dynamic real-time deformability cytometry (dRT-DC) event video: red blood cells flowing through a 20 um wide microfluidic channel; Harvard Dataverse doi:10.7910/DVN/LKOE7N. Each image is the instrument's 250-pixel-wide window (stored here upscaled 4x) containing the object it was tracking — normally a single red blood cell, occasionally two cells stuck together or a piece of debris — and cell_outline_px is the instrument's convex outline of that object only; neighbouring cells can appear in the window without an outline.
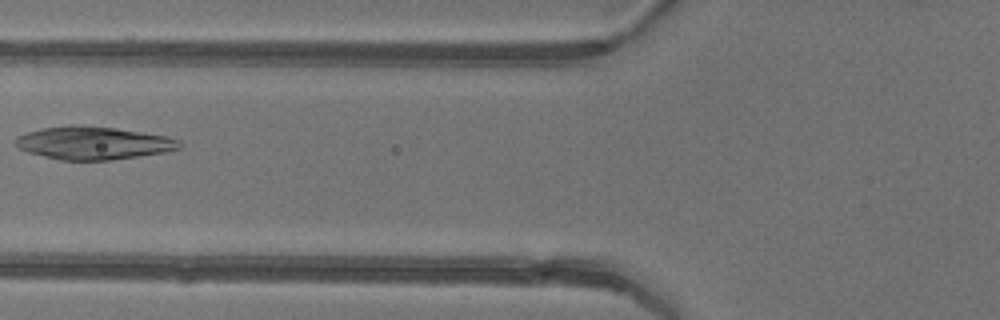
{"species": "common noctule bat (a hibernating species)", "species_latin": "Nyctalus noctula", "temperature_condition": "warm", "stored_images_in_passage": 6, "camera_frame_rate_fps": 3000, "um_per_image_px": 0.085, "animal": {"sex": "female"}, "frame": {"image": 1, "passage_image": 6, "time_ms": 6.0, "image_size_px": [1000, 320], "cell_outline_px": [[180, 148], [164, 152], [112, 160], [60, 160], [28, 152], [20, 148], [16, 144], [16, 136], [40, 128], [68, 124], [80, 124], [116, 128], [168, 136], [180, 140]], "centroid_in_image_um": [7.92, 12.14], "position_along_channel_um": 117.9, "area_um2": 31.56}}